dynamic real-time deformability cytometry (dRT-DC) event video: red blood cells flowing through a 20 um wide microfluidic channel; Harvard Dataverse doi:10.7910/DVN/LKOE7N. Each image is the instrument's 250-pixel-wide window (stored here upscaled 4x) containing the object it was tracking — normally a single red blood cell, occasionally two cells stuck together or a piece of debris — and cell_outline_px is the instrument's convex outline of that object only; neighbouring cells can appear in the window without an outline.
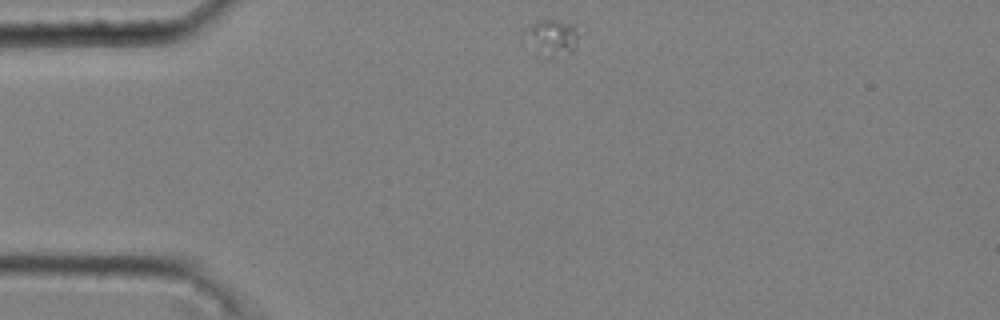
{"species": "common noctule bat (a hibernating species)", "species_latin": "Nyctalus noctula", "temperature_condition": "cold", "stored_images_in_passage": 32, "camera_frame_rate_fps": 3000, "um_per_image_px": 0.085, "animal": {"sex": "male", "body_mass_g": 20.4}, "frame": {"image": 1, "passage_image": 1, "time_ms": 0.0, "image_size_px": [1000, 320], "cell_outline_px": [[576, 48], [572, 52], [552, 60], [536, 56], [524, 44], [532, 24], [540, 20], [556, 20], [568, 24], [572, 28], [576, 36]], "centroid_in_image_um": [46.83, 3.34], "position_along_channel_um": 38.2, "area_um2": 11.44}}